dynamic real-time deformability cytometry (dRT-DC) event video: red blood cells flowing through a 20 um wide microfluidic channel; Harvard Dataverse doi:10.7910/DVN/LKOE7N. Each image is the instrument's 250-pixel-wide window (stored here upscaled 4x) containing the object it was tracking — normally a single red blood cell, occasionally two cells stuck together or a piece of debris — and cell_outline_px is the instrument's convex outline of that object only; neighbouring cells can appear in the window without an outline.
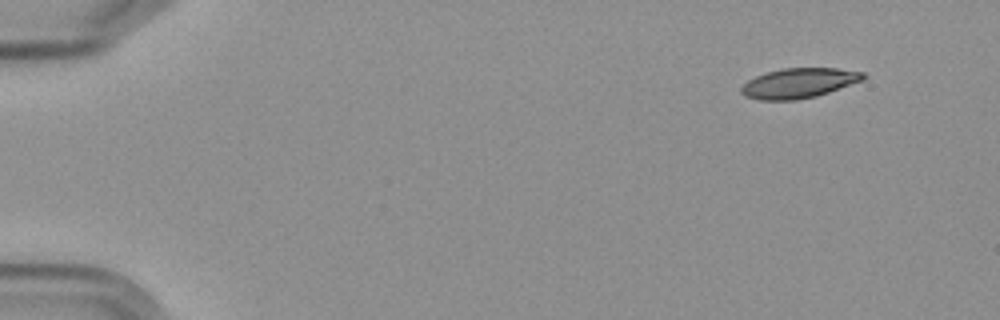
{"species": "Egyptian fruit bat (a non-hibernating species)", "species_latin": "Rousettus aegyptiacus", "temperature_condition": "cold", "stored_images_in_passage": 2, "camera_frame_rate_fps": 3000, "um_per_image_px": 0.085, "frame": {"image": 1, "passage_image": 2, "time_ms": 1.333, "image_size_px": [1000, 320], "cell_outline_px": [[868, 76], [864, 80], [816, 96], [796, 100], [760, 100], [744, 96], [740, 92], [740, 88], [748, 80], [756, 76], [768, 72], [784, 68], [836, 68], [864, 72]], "centroid_in_image_um": [67.92, 7.06], "position_along_channel_um": 17.1, "area_um2": 21.27}}